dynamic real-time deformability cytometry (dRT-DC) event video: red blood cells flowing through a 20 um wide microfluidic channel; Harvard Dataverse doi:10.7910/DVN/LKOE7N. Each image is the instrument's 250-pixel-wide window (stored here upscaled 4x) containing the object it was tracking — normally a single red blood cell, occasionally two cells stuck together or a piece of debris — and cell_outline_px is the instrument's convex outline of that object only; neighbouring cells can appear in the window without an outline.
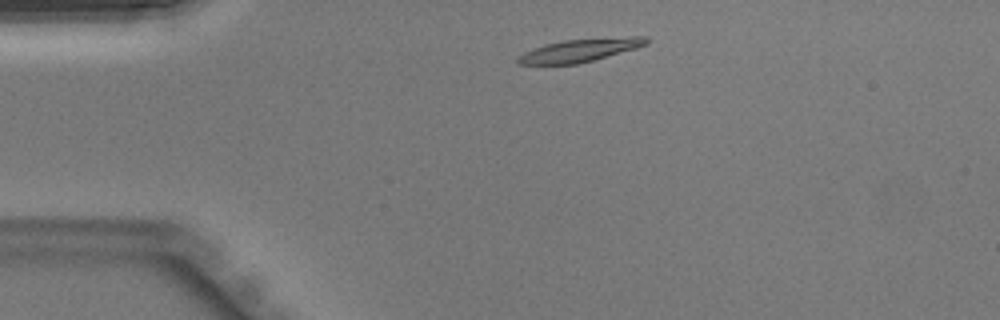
{"species": "Egyptian fruit bat (a non-hibernating species)", "species_latin": "Rousettus aegyptiacus", "temperature_condition": "warm", "stored_images_in_passage": 36, "camera_frame_rate_fps": 3000, "um_per_image_px": 0.085, "animal": {"sex": "male"}, "frame": {"image": 1, "passage_image": 2, "time_ms": 0.333, "image_size_px": [1000, 320], "cell_outline_px": [[652, 40], [648, 44], [636, 48], [592, 60], [576, 64], [520, 64], [516, 60], [524, 52], [544, 44], [564, 40], [632, 36], [648, 36]], "centroid_in_image_um": [49.36, 4.25], "position_along_channel_um": 35.6, "area_um2": 17.05}}
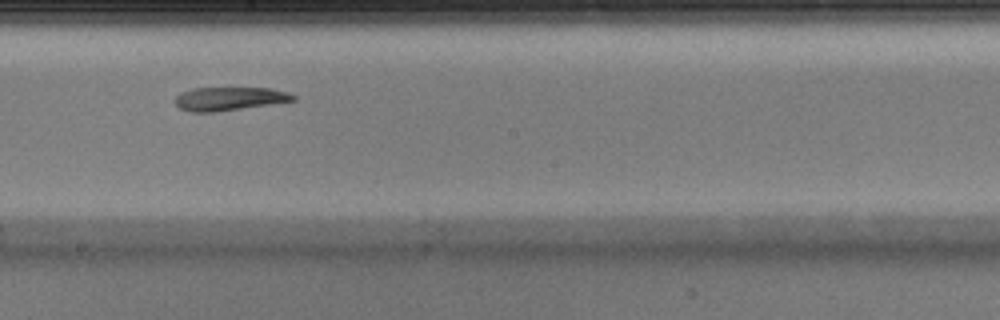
{"frame": {"image": 2, "passage_image": 17, "time_ms": 5.333, "image_size_px": [1000, 320], "cell_outline_px": [[296, 100], [272, 104], [216, 112], [192, 112], [180, 108], [172, 100], [180, 92], [192, 88], [272, 88], [288, 92], [296, 96]], "centroid_in_image_um": [19.48, 8.39], "position_along_channel_um": 228.7, "area_um2": 16.3}}
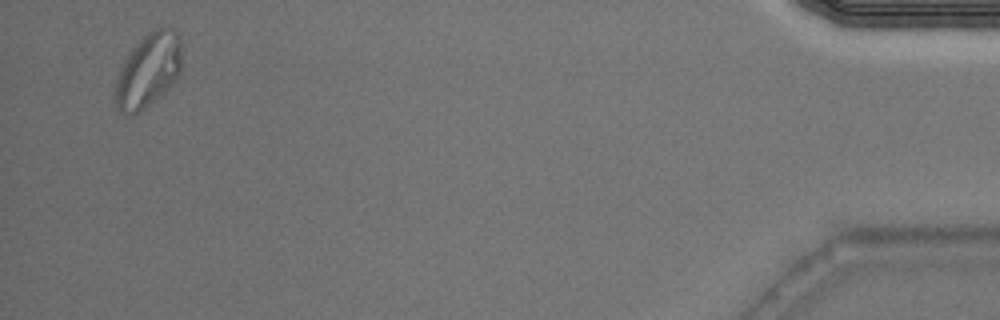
{"frame": {"image": 3, "passage_image": 35, "time_ms": 11.333, "image_size_px": [1000, 320], "cell_outline_px": [[180, 72], [172, 84], [164, 92], [140, 112], [132, 116], [124, 116], [116, 108], [112, 100], [112, 88], [116, 76], [128, 52], [152, 28], [172, 28], [180, 36]], "centroid_in_image_um": [12.51, 6.04], "position_along_channel_um": 422.7, "area_um2": 29.3}}